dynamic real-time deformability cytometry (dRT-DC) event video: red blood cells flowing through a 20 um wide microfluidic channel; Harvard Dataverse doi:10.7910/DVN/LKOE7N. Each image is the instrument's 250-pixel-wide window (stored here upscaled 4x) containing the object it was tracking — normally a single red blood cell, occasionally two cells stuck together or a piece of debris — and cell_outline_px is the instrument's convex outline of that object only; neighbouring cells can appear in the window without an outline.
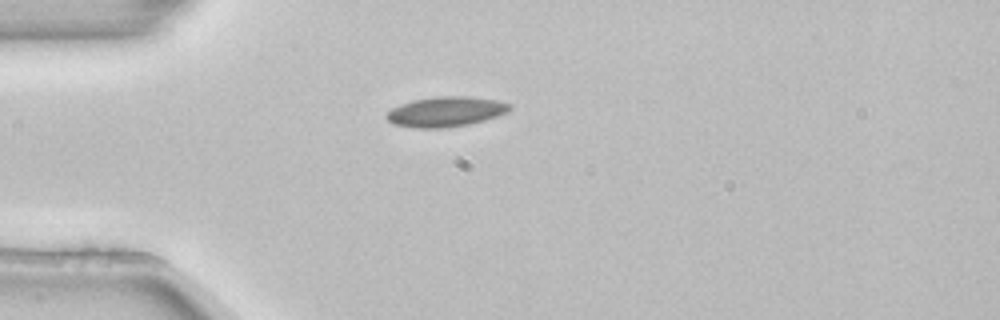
{"species": "common noctule bat (a hibernating species)", "species_latin": "Nyctalus noctula", "temperature_condition": "room temperature", "stored_images_in_passage": 1, "camera_frame_rate_fps": 3000, "um_per_image_px": 0.085, "animal": {"sex": "female", "body_mass_g": 22.7, "forearm_length_mm": 54.2}, "frame": {"image": 1, "passage_image": 1, "time_ms": 0.0, "image_size_px": [1000, 320], "cell_outline_px": [[512, 108], [508, 112], [484, 120], [468, 124], [448, 128], [412, 128], [392, 124], [384, 116], [392, 108], [400, 104], [412, 100], [436, 96], [468, 96], [496, 100], [512, 104]], "centroid_in_image_um": [37.87, 9.49], "position_along_channel_um": 47.1, "area_um2": 21.79}}